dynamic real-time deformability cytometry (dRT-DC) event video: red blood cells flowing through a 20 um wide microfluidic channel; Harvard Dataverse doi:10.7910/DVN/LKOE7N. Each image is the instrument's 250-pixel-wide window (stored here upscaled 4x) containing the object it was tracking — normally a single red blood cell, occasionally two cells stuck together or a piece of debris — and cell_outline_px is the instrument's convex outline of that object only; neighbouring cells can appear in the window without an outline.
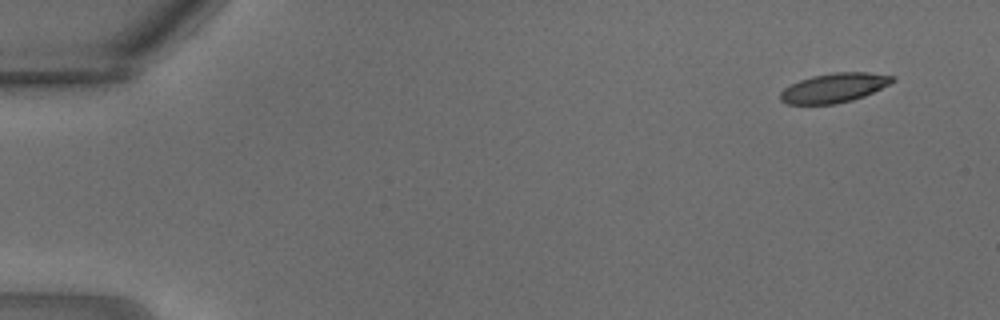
{"species": "common noctule bat (a hibernating species)", "species_latin": "Nyctalus noctula", "temperature_condition": "warm", "stored_images_in_passage": 7, "camera_frame_rate_fps": 3000, "um_per_image_px": 0.085, "animal": {"sex": "male", "body_mass_g": 18.8}, "frame": {"image": 1, "passage_image": 1, "time_ms": 0.0, "image_size_px": [1000, 320], "cell_outline_px": [[896, 80], [864, 96], [852, 100], [836, 104], [788, 104], [780, 100], [780, 92], [784, 88], [800, 80], [812, 76], [836, 72], [868, 72], [896, 76]], "centroid_in_image_um": [70.9, 7.46], "position_along_channel_um": 14.1, "area_um2": 19.07}}